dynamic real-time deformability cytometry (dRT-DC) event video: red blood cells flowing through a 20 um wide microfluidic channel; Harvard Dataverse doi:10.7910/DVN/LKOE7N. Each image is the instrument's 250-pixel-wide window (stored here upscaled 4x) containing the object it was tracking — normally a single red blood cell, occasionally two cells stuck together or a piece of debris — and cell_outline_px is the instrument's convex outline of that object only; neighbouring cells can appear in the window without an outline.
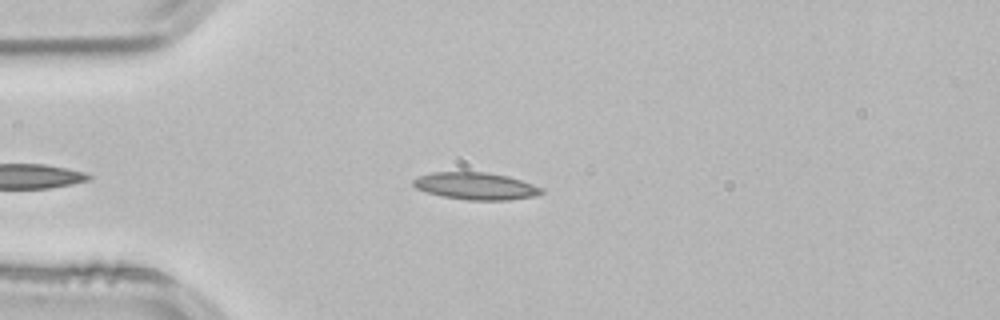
{"species": "common noctule bat (a hibernating species)", "species_latin": "Nyctalus noctula", "temperature_condition": "room temperature", "stored_images_in_passage": 40, "camera_frame_rate_fps": 3000, "um_per_image_px": 0.085, "animal": {"sex": "male", "body_mass_g": 21.5, "forearm_length_mm": 52.0}, "frame": {"image": 1, "passage_image": 4, "time_ms": 1.0, "image_size_px": [1000, 320], "cell_outline_px": [[544, 192], [536, 196], [508, 200], [468, 200], [440, 196], [416, 188], [412, 184], [412, 180], [420, 176], [432, 172], [488, 172], [508, 176], [544, 188]], "centroid_in_image_um": [40.46, 15.82], "position_along_channel_um": 44.5, "area_um2": 20.35}}
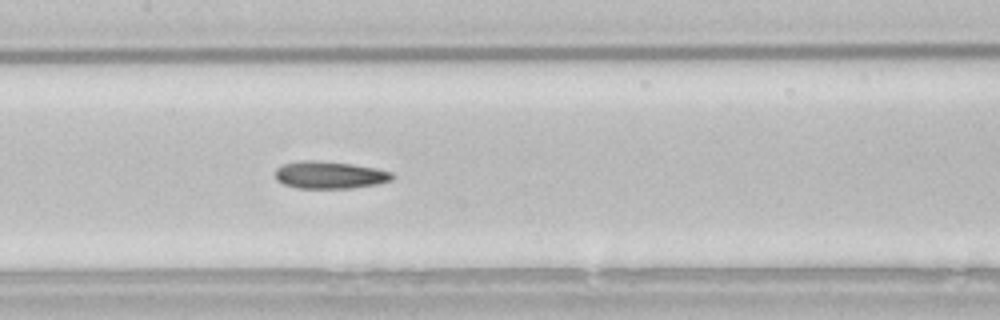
{"frame": {"image": 2, "passage_image": 16, "time_ms": 5.0, "image_size_px": [1000, 320], "cell_outline_px": [[396, 176], [392, 180], [376, 184], [352, 188], [296, 188], [284, 184], [276, 180], [276, 168], [284, 164], [304, 160], [312, 160], [352, 164], [376, 168], [392, 172]], "centroid_in_image_um": [28.04, 14.88], "position_along_channel_um": 179.4, "area_um2": 18.61}}
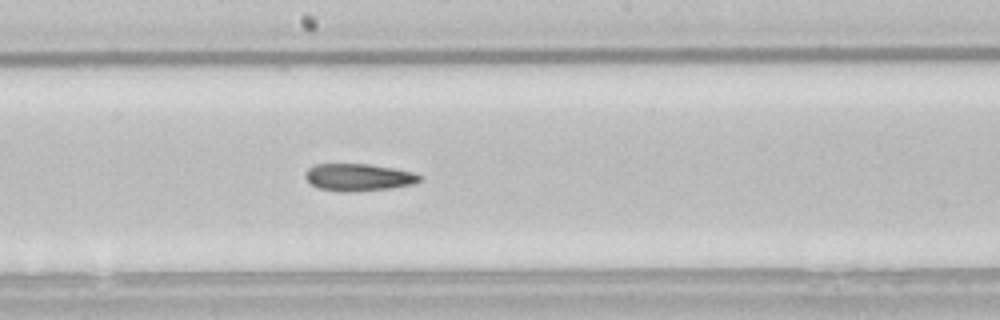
{"frame": {"image": 3, "passage_image": 19, "time_ms": 6.0, "image_size_px": [1000, 320], "cell_outline_px": [[420, 180], [412, 184], [388, 188], [348, 192], [340, 192], [320, 188], [312, 184], [304, 176], [304, 172], [308, 168], [316, 164], [368, 164], [392, 168], [412, 172], [420, 176]], "centroid_in_image_um": [30.42, 15.06], "position_along_channel_um": 217.8, "area_um2": 17.86}}